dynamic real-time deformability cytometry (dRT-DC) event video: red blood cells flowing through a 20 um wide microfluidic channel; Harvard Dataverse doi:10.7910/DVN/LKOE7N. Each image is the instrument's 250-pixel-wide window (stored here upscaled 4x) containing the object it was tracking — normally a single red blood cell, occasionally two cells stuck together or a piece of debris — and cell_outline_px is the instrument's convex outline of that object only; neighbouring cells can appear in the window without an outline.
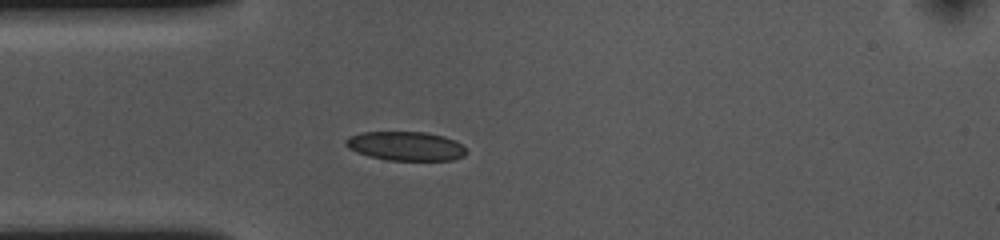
{"species": "common noctule bat (a hibernating species)", "species_latin": "Nyctalus noctula", "temperature_condition": "cold", "stored_images_in_passage": 42, "camera_frame_rate_fps": 3000, "um_per_image_px": 0.085, "animal": {"sex": "female", "body_mass_g": 10.0, "forearm_length_mm": 53.1}, "frame": {"image": 1, "passage_image": 1, "time_ms": 0.0, "image_size_px": [1000, 240], "cell_outline_px": [[468, 152], [464, 156], [452, 160], [388, 160], [368, 156], [356, 152], [348, 148], [344, 144], [344, 140], [348, 136], [364, 132], [424, 132], [444, 136], [460, 144]], "centroid_in_image_um": [34.44, 12.42], "position_along_channel_um": 50.6, "area_um2": 20.4}}
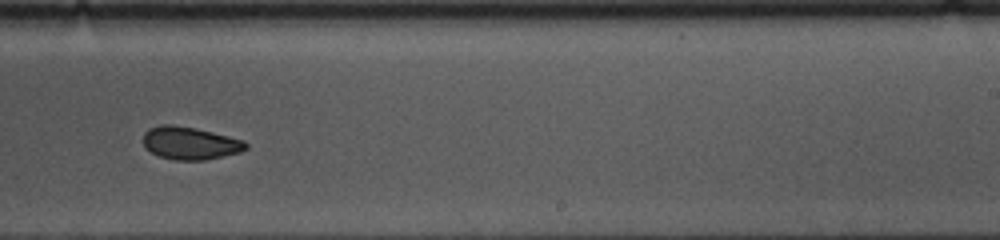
{"frame": {"image": 2, "passage_image": 20, "time_ms": 6.333, "image_size_px": [1000, 240], "cell_outline_px": [[248, 148], [240, 152], [204, 160], [176, 160], [160, 156], [152, 152], [144, 144], [144, 132], [148, 128], [160, 124], [172, 124], [196, 128], [244, 140], [248, 144]], "centroid_in_image_um": [16.17, 12.15], "position_along_channel_um": 272.8, "area_um2": 19.48}}
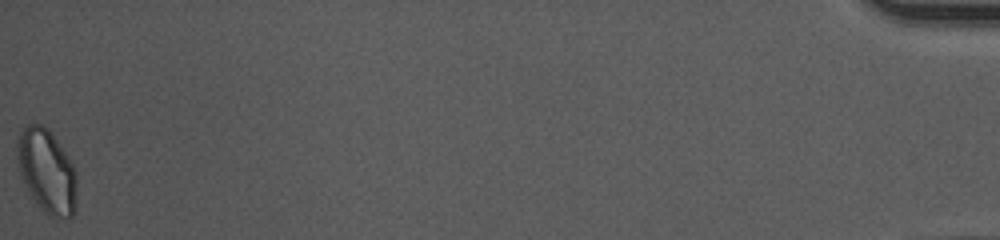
{"frame": {"image": 3, "passage_image": 42, "time_ms": 13.667, "image_size_px": [1000, 240], "cell_outline_px": [[76, 212], [68, 220], [48, 216], [44, 212], [32, 196], [20, 172], [16, 156], [16, 148], [20, 132], [28, 124], [40, 124], [48, 128], [52, 132], [76, 168]], "centroid_in_image_um": [4.02, 14.56], "position_along_channel_um": 431.2, "area_um2": 29.3}, "authors_computed_cell_mechanics": {"area_um2": 20.4034, "velocity_mm_per_s": 3.5924, "shape_relaxation_time_tau1_ms": 5.3455, "shape_relaxation_time_tau2_ms": 5.985, "deformation_change_tau1": 0.1072, "deformation_change_tau2": 0.0932}}